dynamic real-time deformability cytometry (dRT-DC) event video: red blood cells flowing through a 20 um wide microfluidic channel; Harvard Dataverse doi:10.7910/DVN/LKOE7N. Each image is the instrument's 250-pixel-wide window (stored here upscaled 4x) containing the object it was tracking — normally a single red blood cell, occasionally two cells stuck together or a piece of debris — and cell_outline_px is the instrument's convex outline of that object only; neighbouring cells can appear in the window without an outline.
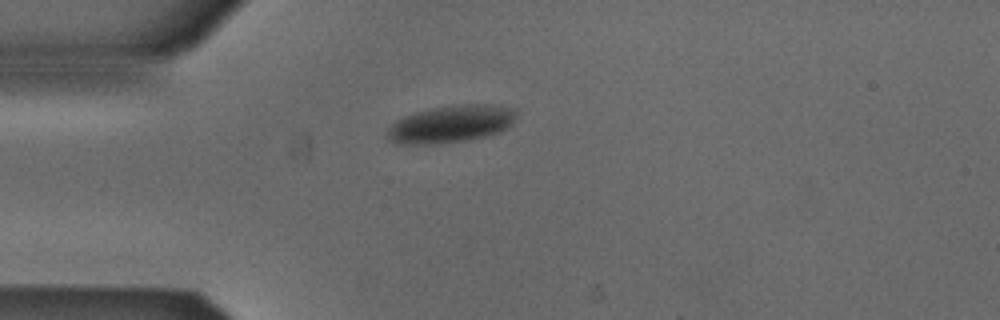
{"species": "Egyptian fruit bat (a non-hibernating species)", "species_latin": "Rousettus aegyptiacus", "temperature_condition": "cold", "stored_images_in_passage": 1, "camera_frame_rate_fps": 3000, "um_per_image_px": 0.085, "animal": {"sex": "male"}, "frame": {"image": 1, "passage_image": 1, "time_ms": 0.0, "image_size_px": [1000, 320], "cell_outline_px": [[516, 116], [512, 124], [500, 132], [484, 136], [464, 140], [428, 144], [396, 144], [388, 140], [388, 128], [396, 120], [404, 116], [416, 112], [432, 108], [464, 104], [492, 104], [516, 108]], "centroid_in_image_um": [38.34, 10.53], "position_along_channel_um": 46.7, "area_um2": 27.92}}